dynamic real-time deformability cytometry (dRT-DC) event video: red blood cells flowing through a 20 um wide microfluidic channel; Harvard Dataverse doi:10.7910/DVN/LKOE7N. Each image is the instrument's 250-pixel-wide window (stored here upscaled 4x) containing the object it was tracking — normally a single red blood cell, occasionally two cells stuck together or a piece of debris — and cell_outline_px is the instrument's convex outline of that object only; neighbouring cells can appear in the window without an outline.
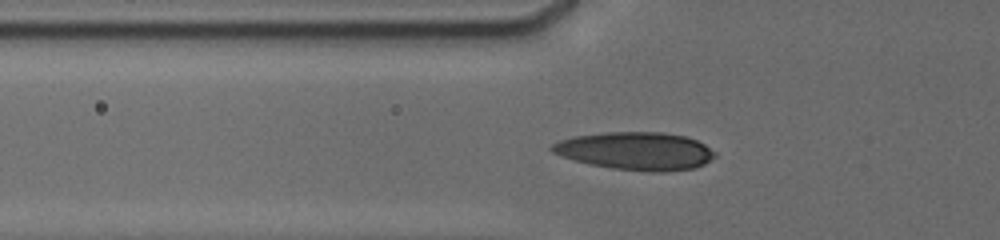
{"species": "human", "species_latin": "Homo sapiens", "temperature_condition": "cold", "stored_images_in_passage": 20, "camera_frame_rate_fps": 3000, "um_per_image_px": 0.085, "donor": {"sex": "male"}, "frame": {"image": 1, "passage_image": 17, "time_ms": 7.0, "image_size_px": [1000, 240], "cell_outline_px": [[716, 156], [704, 164], [692, 168], [664, 172], [648, 172], [612, 168], [588, 164], [560, 156], [552, 152], [548, 148], [552, 144], [560, 140], [576, 136], [608, 132], [664, 132], [684, 136], [696, 140], [704, 144], [716, 152]], "centroid_in_image_um": [54.02, 12.84], "position_along_channel_um": 71.8, "area_um2": 36.01}}
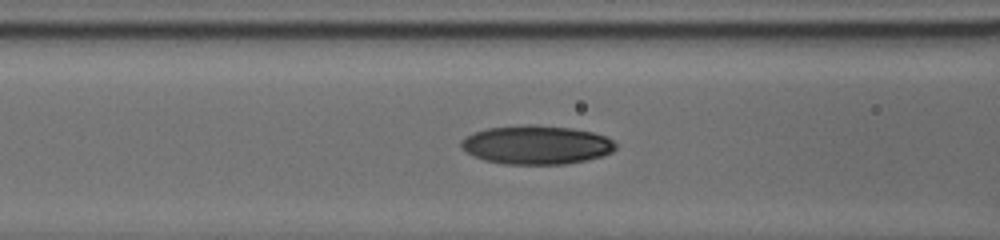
{"frame": {"image": 2, "passage_image": 20, "time_ms": 8.333, "image_size_px": [1000, 240], "cell_outline_px": [[616, 148], [612, 152], [604, 156], [588, 160], [564, 164], [504, 164], [484, 160], [472, 156], [460, 144], [460, 140], [464, 136], [488, 128], [524, 124], [536, 124], [572, 128], [592, 132], [604, 136], [612, 140], [616, 144]], "centroid_in_image_um": [45.6, 12.31], "position_along_channel_um": 121.0, "area_um2": 35.14}}